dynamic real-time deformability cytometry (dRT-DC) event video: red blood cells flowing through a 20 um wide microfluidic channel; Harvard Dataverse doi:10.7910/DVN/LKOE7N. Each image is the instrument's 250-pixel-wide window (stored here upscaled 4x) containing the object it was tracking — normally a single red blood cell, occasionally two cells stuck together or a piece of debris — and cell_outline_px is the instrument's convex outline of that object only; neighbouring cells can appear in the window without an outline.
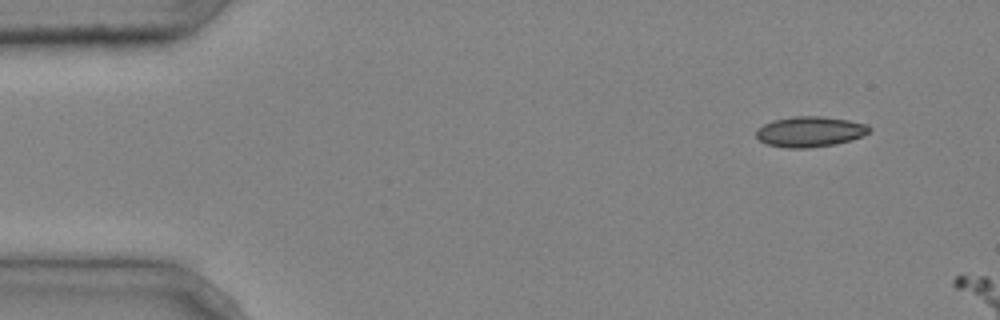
{"species": "common noctule bat (a hibernating species)", "species_latin": "Nyctalus noctula", "temperature_condition": "cold", "stored_images_in_passage": 2, "segment_of_instrument_passage": [1, 2], "camera_frame_rate_fps": 3000, "um_per_image_px": 0.085, "animal": {"sex": "male", "body_mass_g": 20.4}, "frame": {"image": 1, "passage_image": 1, "time_ms": 0.0, "image_size_px": [1000, 320], "cell_outline_px": [[872, 128], [868, 132], [852, 140], [836, 144], [808, 148], [788, 148], [768, 144], [760, 140], [756, 136], [756, 132], [764, 124], [772, 120], [792, 116], [820, 116], [848, 120], [868, 124]], "centroid_in_image_um": [68.86, 11.19], "position_along_channel_um": 16.1, "area_um2": 20.0}}